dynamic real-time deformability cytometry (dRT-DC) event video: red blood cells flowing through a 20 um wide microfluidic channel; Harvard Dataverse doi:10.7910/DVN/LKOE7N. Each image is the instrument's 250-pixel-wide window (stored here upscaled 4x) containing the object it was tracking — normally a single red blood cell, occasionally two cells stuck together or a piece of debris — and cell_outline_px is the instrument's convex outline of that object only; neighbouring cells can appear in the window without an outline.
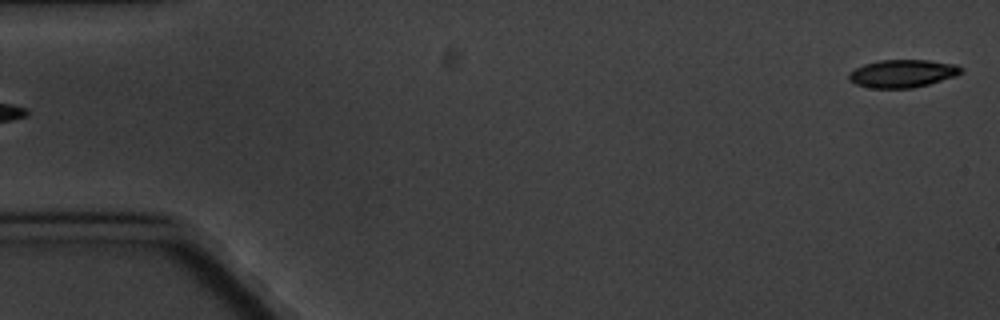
{"species": "common noctule bat (a hibernating species)", "species_latin": "Nyctalus noctula", "temperature_condition": "cold", "stored_images_in_passage": 7, "segment_of_instrument_passage": [2, 2], "camera_frame_rate_fps": 3000, "um_per_image_px": 0.085, "animal": {"sex": "male", "body_mass_g": 20.1, "forearm_length_mm": 53.5}, "frame": {"image": 1, "passage_image": 7, "time_ms": 6.667, "image_size_px": [1000, 320], "cell_outline_px": [[964, 72], [956, 76], [928, 84], [912, 88], [872, 88], [856, 84], [848, 80], [848, 72], [864, 64], [880, 60], [928, 60], [956, 64], [964, 68]], "centroid_in_image_um": [76.73, 6.24], "position_along_channel_um": 8.3, "area_um2": 18.32}}